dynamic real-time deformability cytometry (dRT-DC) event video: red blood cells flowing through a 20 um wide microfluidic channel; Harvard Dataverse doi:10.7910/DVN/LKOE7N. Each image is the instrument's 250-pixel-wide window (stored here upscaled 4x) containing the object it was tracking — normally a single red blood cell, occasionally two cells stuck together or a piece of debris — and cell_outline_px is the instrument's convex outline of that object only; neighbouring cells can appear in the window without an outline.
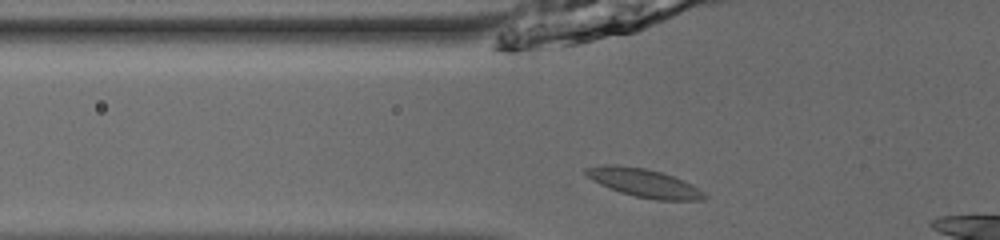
{"species": "common noctule bat (a hibernating species)", "species_latin": "Nyctalus noctula", "temperature_condition": "room temperature", "stored_images_in_passage": 31, "camera_frame_rate_fps": 3000, "um_per_image_px": 0.085, "animal": {"sex": "male", "body_mass_g": 13.0, "forearm_length_mm": 53.1}, "frame": {"image": 1, "passage_image": 2, "time_ms": 0.333, "image_size_px": [1000, 240], "cell_outline_px": [[708, 196], [704, 200], [656, 200], [636, 196], [620, 192], [600, 184], [592, 180], [584, 172], [584, 168], [604, 164], [616, 164], [644, 168], [660, 172], [672, 176], [692, 184], [704, 192]], "centroid_in_image_um": [54.74, 15.54], "position_along_channel_um": 71.1, "area_um2": 19.54}}
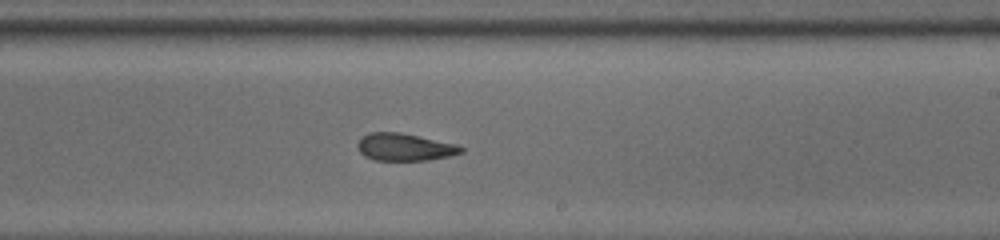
{"frame": {"image": 2, "passage_image": 16, "time_ms": 5.0, "image_size_px": [1000, 240], "cell_outline_px": [[464, 152], [448, 156], [428, 160], [372, 160], [364, 156], [360, 152], [356, 144], [360, 136], [368, 132], [400, 132], [456, 144], [464, 148]], "centroid_in_image_um": [34.34, 12.49], "position_along_channel_um": 254.7, "area_um2": 16.65}}
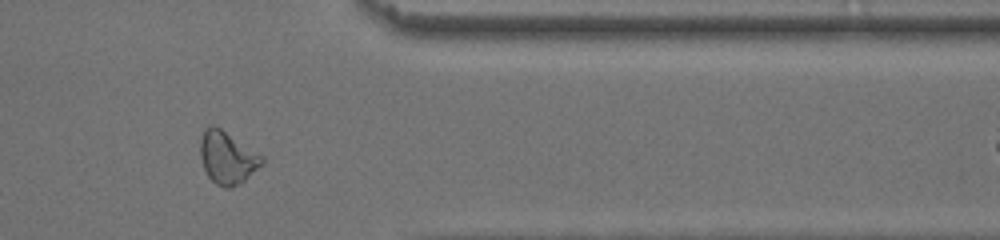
{"frame": {"image": 3, "passage_image": 27, "time_ms": 8.667, "image_size_px": [1000, 240], "cell_outline_px": [[264, 160], [244, 180], [232, 188], [224, 188], [216, 184], [208, 176], [204, 168], [200, 156], [200, 140], [204, 128], [208, 124], [212, 124], [220, 128], [264, 156]], "centroid_in_image_um": [19.28, 13.37], "position_along_channel_um": 392.1, "area_um2": 18.67}}